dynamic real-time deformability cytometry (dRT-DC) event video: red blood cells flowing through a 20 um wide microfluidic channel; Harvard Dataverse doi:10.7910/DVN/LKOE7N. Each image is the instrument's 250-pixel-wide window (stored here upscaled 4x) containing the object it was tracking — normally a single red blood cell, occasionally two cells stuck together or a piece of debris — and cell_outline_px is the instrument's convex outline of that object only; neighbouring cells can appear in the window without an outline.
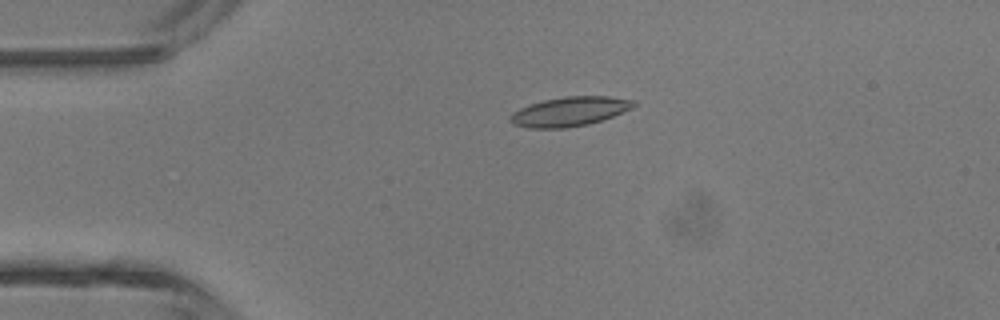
{"species": "common noctule bat (a hibernating species)", "species_latin": "Nyctalus noctula", "temperature_condition": "room temperature", "stored_images_in_passage": 4, "camera_frame_rate_fps": 3000, "um_per_image_px": 0.085, "animal": {"sex": "male", "body_mass_g": 13.3}, "frame": {"image": 1, "passage_image": 4, "time_ms": 1.0, "image_size_px": [1000, 320], "cell_outline_px": [[636, 104], [632, 108], [612, 116], [588, 124], [568, 128], [528, 128], [512, 124], [508, 120], [508, 116], [512, 112], [528, 104], [544, 100], [564, 96], [608, 96], [636, 100]], "centroid_in_image_um": [48.37, 9.48], "position_along_channel_um": 36.6, "area_um2": 21.27}}